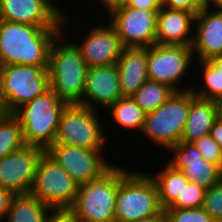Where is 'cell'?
Returning a JSON list of instances; mask_svg holds the SVG:
<instances>
[{
  "label": "cell",
  "mask_w": 222,
  "mask_h": 222,
  "mask_svg": "<svg viewBox=\"0 0 222 222\" xmlns=\"http://www.w3.org/2000/svg\"><path fill=\"white\" fill-rule=\"evenodd\" d=\"M40 27L0 20V64L48 66L52 42L66 27ZM66 20V21H65Z\"/></svg>",
  "instance_id": "obj_1"
},
{
  "label": "cell",
  "mask_w": 222,
  "mask_h": 222,
  "mask_svg": "<svg viewBox=\"0 0 222 222\" xmlns=\"http://www.w3.org/2000/svg\"><path fill=\"white\" fill-rule=\"evenodd\" d=\"M64 38L62 31L50 47L47 69L50 90L67 104H81L88 66L74 42L64 44Z\"/></svg>",
  "instance_id": "obj_2"
},
{
  "label": "cell",
  "mask_w": 222,
  "mask_h": 222,
  "mask_svg": "<svg viewBox=\"0 0 222 222\" xmlns=\"http://www.w3.org/2000/svg\"><path fill=\"white\" fill-rule=\"evenodd\" d=\"M118 166V192L115 222H133L153 216H165L158 190L150 174Z\"/></svg>",
  "instance_id": "obj_3"
},
{
  "label": "cell",
  "mask_w": 222,
  "mask_h": 222,
  "mask_svg": "<svg viewBox=\"0 0 222 222\" xmlns=\"http://www.w3.org/2000/svg\"><path fill=\"white\" fill-rule=\"evenodd\" d=\"M66 106L67 103L51 90L20 106L13 115L20 121L25 143L44 150L54 144L60 117Z\"/></svg>",
  "instance_id": "obj_4"
},
{
  "label": "cell",
  "mask_w": 222,
  "mask_h": 222,
  "mask_svg": "<svg viewBox=\"0 0 222 222\" xmlns=\"http://www.w3.org/2000/svg\"><path fill=\"white\" fill-rule=\"evenodd\" d=\"M48 66L0 67V108L13 114L20 106L50 90Z\"/></svg>",
  "instance_id": "obj_5"
},
{
  "label": "cell",
  "mask_w": 222,
  "mask_h": 222,
  "mask_svg": "<svg viewBox=\"0 0 222 222\" xmlns=\"http://www.w3.org/2000/svg\"><path fill=\"white\" fill-rule=\"evenodd\" d=\"M189 109L190 90L175 91L158 109L146 114L140 134L169 150L181 142Z\"/></svg>",
  "instance_id": "obj_6"
},
{
  "label": "cell",
  "mask_w": 222,
  "mask_h": 222,
  "mask_svg": "<svg viewBox=\"0 0 222 222\" xmlns=\"http://www.w3.org/2000/svg\"><path fill=\"white\" fill-rule=\"evenodd\" d=\"M118 167L113 166L98 179L79 185L70 208L81 222H115Z\"/></svg>",
  "instance_id": "obj_7"
},
{
  "label": "cell",
  "mask_w": 222,
  "mask_h": 222,
  "mask_svg": "<svg viewBox=\"0 0 222 222\" xmlns=\"http://www.w3.org/2000/svg\"><path fill=\"white\" fill-rule=\"evenodd\" d=\"M97 111L81 104H67L60 117L55 142L87 149H106L108 136Z\"/></svg>",
  "instance_id": "obj_8"
},
{
  "label": "cell",
  "mask_w": 222,
  "mask_h": 222,
  "mask_svg": "<svg viewBox=\"0 0 222 222\" xmlns=\"http://www.w3.org/2000/svg\"><path fill=\"white\" fill-rule=\"evenodd\" d=\"M79 185L51 157L44 153L37 166L30 194L52 209L71 208Z\"/></svg>",
  "instance_id": "obj_9"
},
{
  "label": "cell",
  "mask_w": 222,
  "mask_h": 222,
  "mask_svg": "<svg viewBox=\"0 0 222 222\" xmlns=\"http://www.w3.org/2000/svg\"><path fill=\"white\" fill-rule=\"evenodd\" d=\"M115 3L106 8L123 47H150L156 44L157 12Z\"/></svg>",
  "instance_id": "obj_10"
},
{
  "label": "cell",
  "mask_w": 222,
  "mask_h": 222,
  "mask_svg": "<svg viewBox=\"0 0 222 222\" xmlns=\"http://www.w3.org/2000/svg\"><path fill=\"white\" fill-rule=\"evenodd\" d=\"M193 56L192 46L156 43L147 47L149 80L164 83L175 91L190 90L189 86L181 88L179 82L187 76L189 66L192 67Z\"/></svg>",
  "instance_id": "obj_11"
},
{
  "label": "cell",
  "mask_w": 222,
  "mask_h": 222,
  "mask_svg": "<svg viewBox=\"0 0 222 222\" xmlns=\"http://www.w3.org/2000/svg\"><path fill=\"white\" fill-rule=\"evenodd\" d=\"M105 149H87L54 143L45 153L59 164L78 184L103 176L114 165L104 157ZM103 157V158H102Z\"/></svg>",
  "instance_id": "obj_12"
},
{
  "label": "cell",
  "mask_w": 222,
  "mask_h": 222,
  "mask_svg": "<svg viewBox=\"0 0 222 222\" xmlns=\"http://www.w3.org/2000/svg\"><path fill=\"white\" fill-rule=\"evenodd\" d=\"M45 150L25 145L0 159V187L15 195L28 194L32 188L38 162Z\"/></svg>",
  "instance_id": "obj_13"
},
{
  "label": "cell",
  "mask_w": 222,
  "mask_h": 222,
  "mask_svg": "<svg viewBox=\"0 0 222 222\" xmlns=\"http://www.w3.org/2000/svg\"><path fill=\"white\" fill-rule=\"evenodd\" d=\"M50 0H0V20L40 27H63V10Z\"/></svg>",
  "instance_id": "obj_14"
},
{
  "label": "cell",
  "mask_w": 222,
  "mask_h": 222,
  "mask_svg": "<svg viewBox=\"0 0 222 222\" xmlns=\"http://www.w3.org/2000/svg\"><path fill=\"white\" fill-rule=\"evenodd\" d=\"M173 155L168 163L182 173L193 183L208 189L222 179V169L207 162L193 143L179 142L169 151Z\"/></svg>",
  "instance_id": "obj_15"
},
{
  "label": "cell",
  "mask_w": 222,
  "mask_h": 222,
  "mask_svg": "<svg viewBox=\"0 0 222 222\" xmlns=\"http://www.w3.org/2000/svg\"><path fill=\"white\" fill-rule=\"evenodd\" d=\"M192 50L195 63L222 57V11L215 5L204 6L195 15Z\"/></svg>",
  "instance_id": "obj_16"
},
{
  "label": "cell",
  "mask_w": 222,
  "mask_h": 222,
  "mask_svg": "<svg viewBox=\"0 0 222 222\" xmlns=\"http://www.w3.org/2000/svg\"><path fill=\"white\" fill-rule=\"evenodd\" d=\"M90 29L84 41L74 43L88 68L116 64L123 46L114 27L108 23Z\"/></svg>",
  "instance_id": "obj_17"
},
{
  "label": "cell",
  "mask_w": 222,
  "mask_h": 222,
  "mask_svg": "<svg viewBox=\"0 0 222 222\" xmlns=\"http://www.w3.org/2000/svg\"><path fill=\"white\" fill-rule=\"evenodd\" d=\"M122 97L117 64L88 68L81 105L108 109Z\"/></svg>",
  "instance_id": "obj_18"
},
{
  "label": "cell",
  "mask_w": 222,
  "mask_h": 222,
  "mask_svg": "<svg viewBox=\"0 0 222 222\" xmlns=\"http://www.w3.org/2000/svg\"><path fill=\"white\" fill-rule=\"evenodd\" d=\"M194 20V13L161 6L157 12L156 43L192 46Z\"/></svg>",
  "instance_id": "obj_19"
},
{
  "label": "cell",
  "mask_w": 222,
  "mask_h": 222,
  "mask_svg": "<svg viewBox=\"0 0 222 222\" xmlns=\"http://www.w3.org/2000/svg\"><path fill=\"white\" fill-rule=\"evenodd\" d=\"M116 64L122 96L132 97L149 79L147 47H123Z\"/></svg>",
  "instance_id": "obj_20"
},
{
  "label": "cell",
  "mask_w": 222,
  "mask_h": 222,
  "mask_svg": "<svg viewBox=\"0 0 222 222\" xmlns=\"http://www.w3.org/2000/svg\"><path fill=\"white\" fill-rule=\"evenodd\" d=\"M216 120V101L198 98L190 89V109L181 141L192 143L209 135Z\"/></svg>",
  "instance_id": "obj_21"
},
{
  "label": "cell",
  "mask_w": 222,
  "mask_h": 222,
  "mask_svg": "<svg viewBox=\"0 0 222 222\" xmlns=\"http://www.w3.org/2000/svg\"><path fill=\"white\" fill-rule=\"evenodd\" d=\"M150 177L156 184L158 190V199L162 209L170 207L178 198L184 187L190 180L182 173L181 170L175 169L167 162V165Z\"/></svg>",
  "instance_id": "obj_22"
},
{
  "label": "cell",
  "mask_w": 222,
  "mask_h": 222,
  "mask_svg": "<svg viewBox=\"0 0 222 222\" xmlns=\"http://www.w3.org/2000/svg\"><path fill=\"white\" fill-rule=\"evenodd\" d=\"M52 208L32 194L15 195L7 212V222H48Z\"/></svg>",
  "instance_id": "obj_23"
},
{
  "label": "cell",
  "mask_w": 222,
  "mask_h": 222,
  "mask_svg": "<svg viewBox=\"0 0 222 222\" xmlns=\"http://www.w3.org/2000/svg\"><path fill=\"white\" fill-rule=\"evenodd\" d=\"M197 62L202 68V86L197 89L192 86L191 91L198 98L214 101L222 99V57Z\"/></svg>",
  "instance_id": "obj_24"
},
{
  "label": "cell",
  "mask_w": 222,
  "mask_h": 222,
  "mask_svg": "<svg viewBox=\"0 0 222 222\" xmlns=\"http://www.w3.org/2000/svg\"><path fill=\"white\" fill-rule=\"evenodd\" d=\"M108 109H112L110 113L117 125H121L126 130H137L141 133L146 113L132 97H122Z\"/></svg>",
  "instance_id": "obj_25"
},
{
  "label": "cell",
  "mask_w": 222,
  "mask_h": 222,
  "mask_svg": "<svg viewBox=\"0 0 222 222\" xmlns=\"http://www.w3.org/2000/svg\"><path fill=\"white\" fill-rule=\"evenodd\" d=\"M174 92L175 90L168 85L148 79L132 96V99L147 114L158 109Z\"/></svg>",
  "instance_id": "obj_26"
},
{
  "label": "cell",
  "mask_w": 222,
  "mask_h": 222,
  "mask_svg": "<svg viewBox=\"0 0 222 222\" xmlns=\"http://www.w3.org/2000/svg\"><path fill=\"white\" fill-rule=\"evenodd\" d=\"M26 145L20 121L11 113L0 114V159Z\"/></svg>",
  "instance_id": "obj_27"
},
{
  "label": "cell",
  "mask_w": 222,
  "mask_h": 222,
  "mask_svg": "<svg viewBox=\"0 0 222 222\" xmlns=\"http://www.w3.org/2000/svg\"><path fill=\"white\" fill-rule=\"evenodd\" d=\"M166 222H217L202 207L192 209L166 208Z\"/></svg>",
  "instance_id": "obj_28"
},
{
  "label": "cell",
  "mask_w": 222,
  "mask_h": 222,
  "mask_svg": "<svg viewBox=\"0 0 222 222\" xmlns=\"http://www.w3.org/2000/svg\"><path fill=\"white\" fill-rule=\"evenodd\" d=\"M205 190L193 182H189L182 194L177 200L168 208L192 209L203 206Z\"/></svg>",
  "instance_id": "obj_29"
},
{
  "label": "cell",
  "mask_w": 222,
  "mask_h": 222,
  "mask_svg": "<svg viewBox=\"0 0 222 222\" xmlns=\"http://www.w3.org/2000/svg\"><path fill=\"white\" fill-rule=\"evenodd\" d=\"M202 208L217 222H222V179L205 190Z\"/></svg>",
  "instance_id": "obj_30"
},
{
  "label": "cell",
  "mask_w": 222,
  "mask_h": 222,
  "mask_svg": "<svg viewBox=\"0 0 222 222\" xmlns=\"http://www.w3.org/2000/svg\"><path fill=\"white\" fill-rule=\"evenodd\" d=\"M192 143L207 162L214 163L222 169V147L210 134L196 139Z\"/></svg>",
  "instance_id": "obj_31"
},
{
  "label": "cell",
  "mask_w": 222,
  "mask_h": 222,
  "mask_svg": "<svg viewBox=\"0 0 222 222\" xmlns=\"http://www.w3.org/2000/svg\"><path fill=\"white\" fill-rule=\"evenodd\" d=\"M161 6L169 9L185 10L195 15L204 7L199 0H161Z\"/></svg>",
  "instance_id": "obj_32"
},
{
  "label": "cell",
  "mask_w": 222,
  "mask_h": 222,
  "mask_svg": "<svg viewBox=\"0 0 222 222\" xmlns=\"http://www.w3.org/2000/svg\"><path fill=\"white\" fill-rule=\"evenodd\" d=\"M48 222H81L70 208L52 209Z\"/></svg>",
  "instance_id": "obj_33"
},
{
  "label": "cell",
  "mask_w": 222,
  "mask_h": 222,
  "mask_svg": "<svg viewBox=\"0 0 222 222\" xmlns=\"http://www.w3.org/2000/svg\"><path fill=\"white\" fill-rule=\"evenodd\" d=\"M126 6L144 10H160L161 0H120Z\"/></svg>",
  "instance_id": "obj_34"
},
{
  "label": "cell",
  "mask_w": 222,
  "mask_h": 222,
  "mask_svg": "<svg viewBox=\"0 0 222 222\" xmlns=\"http://www.w3.org/2000/svg\"><path fill=\"white\" fill-rule=\"evenodd\" d=\"M15 194L0 187V221L4 220Z\"/></svg>",
  "instance_id": "obj_35"
},
{
  "label": "cell",
  "mask_w": 222,
  "mask_h": 222,
  "mask_svg": "<svg viewBox=\"0 0 222 222\" xmlns=\"http://www.w3.org/2000/svg\"><path fill=\"white\" fill-rule=\"evenodd\" d=\"M211 137L222 147V122L216 120L212 125Z\"/></svg>",
  "instance_id": "obj_36"
},
{
  "label": "cell",
  "mask_w": 222,
  "mask_h": 222,
  "mask_svg": "<svg viewBox=\"0 0 222 222\" xmlns=\"http://www.w3.org/2000/svg\"><path fill=\"white\" fill-rule=\"evenodd\" d=\"M133 222H166L165 216H153L147 219L137 220Z\"/></svg>",
  "instance_id": "obj_37"
},
{
  "label": "cell",
  "mask_w": 222,
  "mask_h": 222,
  "mask_svg": "<svg viewBox=\"0 0 222 222\" xmlns=\"http://www.w3.org/2000/svg\"><path fill=\"white\" fill-rule=\"evenodd\" d=\"M217 120L222 122V99L216 101Z\"/></svg>",
  "instance_id": "obj_38"
},
{
  "label": "cell",
  "mask_w": 222,
  "mask_h": 222,
  "mask_svg": "<svg viewBox=\"0 0 222 222\" xmlns=\"http://www.w3.org/2000/svg\"><path fill=\"white\" fill-rule=\"evenodd\" d=\"M120 0H98L97 2H101L100 4L102 5V7L104 6V8L106 9L107 7H109L110 5H113L115 3H118Z\"/></svg>",
  "instance_id": "obj_39"
},
{
  "label": "cell",
  "mask_w": 222,
  "mask_h": 222,
  "mask_svg": "<svg viewBox=\"0 0 222 222\" xmlns=\"http://www.w3.org/2000/svg\"><path fill=\"white\" fill-rule=\"evenodd\" d=\"M218 0H205V6H214Z\"/></svg>",
  "instance_id": "obj_40"
},
{
  "label": "cell",
  "mask_w": 222,
  "mask_h": 222,
  "mask_svg": "<svg viewBox=\"0 0 222 222\" xmlns=\"http://www.w3.org/2000/svg\"><path fill=\"white\" fill-rule=\"evenodd\" d=\"M215 7H217L220 11H222V0H218L215 3Z\"/></svg>",
  "instance_id": "obj_41"
},
{
  "label": "cell",
  "mask_w": 222,
  "mask_h": 222,
  "mask_svg": "<svg viewBox=\"0 0 222 222\" xmlns=\"http://www.w3.org/2000/svg\"><path fill=\"white\" fill-rule=\"evenodd\" d=\"M205 6V0H199Z\"/></svg>",
  "instance_id": "obj_42"
}]
</instances>
